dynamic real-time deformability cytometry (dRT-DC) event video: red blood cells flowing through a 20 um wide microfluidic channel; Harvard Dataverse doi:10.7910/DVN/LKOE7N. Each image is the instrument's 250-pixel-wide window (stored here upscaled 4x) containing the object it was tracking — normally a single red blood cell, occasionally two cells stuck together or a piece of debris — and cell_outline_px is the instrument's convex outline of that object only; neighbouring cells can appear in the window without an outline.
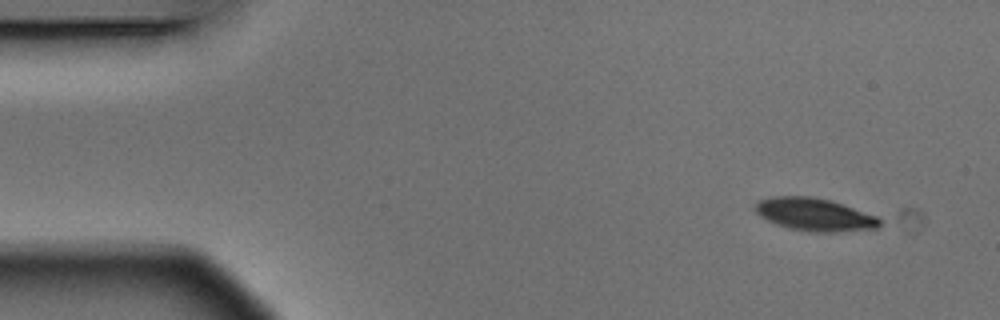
{"species": "Egyptian fruit bat (a non-hibernating species)", "species_latin": "Rousettus aegyptiacus", "temperature_condition": "warm", "stored_images_in_passage": 4, "camera_frame_rate_fps": 3000, "um_per_image_px": 0.085, "animal": {"sex": "male"}, "frame": {"image": 1, "passage_image": 1, "time_ms": 0.0, "image_size_px": [1000, 320], "cell_outline_px": [[884, 224], [880, 228], [836, 232], [808, 232], [788, 228], [776, 224], [760, 216], [756, 212], [756, 204], [760, 200], [772, 196], [808, 196], [832, 200], [876, 216]], "centroid_in_image_um": [69.28, 18.24], "position_along_channel_um": 15.7, "area_um2": 23.87}}
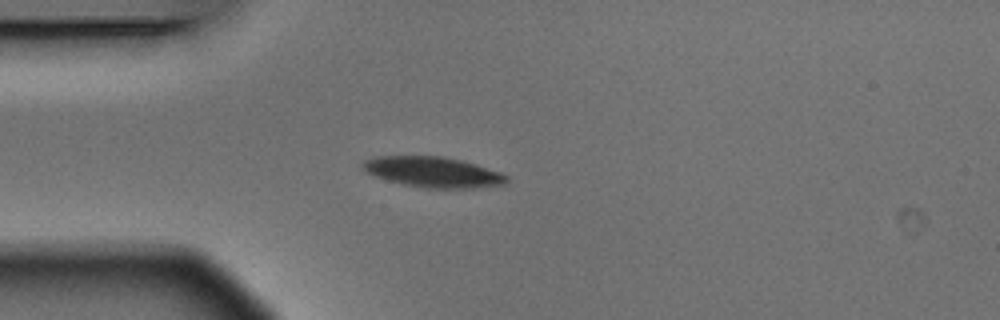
{"frame": {"image": 2, "passage_image": 3, "time_ms": 0.667, "image_size_px": [1000, 320], "cell_outline_px": [[508, 180], [504, 184], [476, 188], [424, 188], [404, 184], [388, 180], [364, 172], [360, 164], [364, 160], [376, 156], [444, 156], [476, 164], [500, 172], [508, 176]], "centroid_in_image_um": [36.79, 14.62], "position_along_channel_um": 48.2, "area_um2": 25.61}}